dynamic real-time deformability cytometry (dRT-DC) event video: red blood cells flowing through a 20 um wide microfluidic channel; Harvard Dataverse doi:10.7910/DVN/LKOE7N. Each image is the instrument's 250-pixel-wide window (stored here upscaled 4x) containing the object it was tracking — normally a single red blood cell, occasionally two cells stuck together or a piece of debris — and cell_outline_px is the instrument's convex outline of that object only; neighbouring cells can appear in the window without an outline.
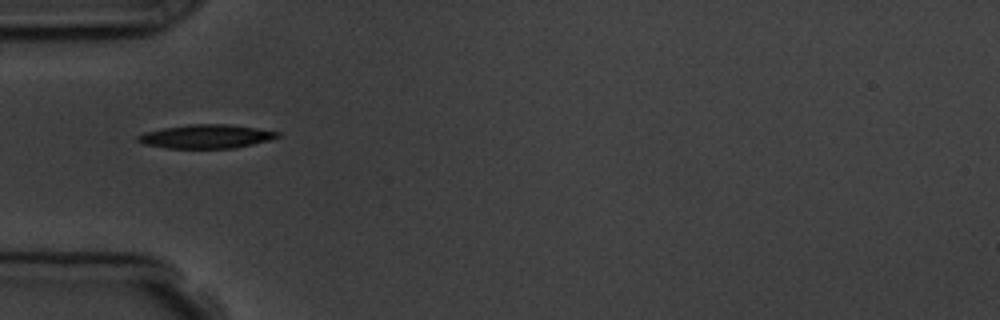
{"species": "common noctule bat (a hibernating species)", "species_latin": "Nyctalus noctula", "temperature_condition": "room temperature", "stored_images_in_passage": 3, "camera_frame_rate_fps": 3000, "um_per_image_px": 0.085, "animal": {"sex": "male", "body_mass_g": 19.5, "forearm_length_mm": 54.6}, "frame": {"image": 1, "passage_image": 1, "time_ms": 0.0, "image_size_px": [1000, 320], "cell_outline_px": [[280, 136], [268, 140], [236, 148], [164, 148], [144, 144], [136, 140], [136, 136], [144, 132], [164, 128], [188, 124], [228, 124], [256, 128], [280, 132]], "centroid_in_image_um": [17.49, 11.6], "position_along_channel_um": 67.5, "area_um2": 19.31}}
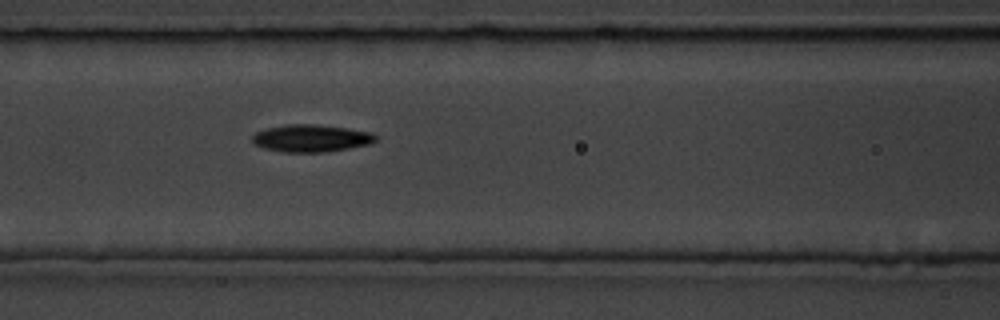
{"frame": {"image": 2, "passage_image": 3, "time_ms": 2.0, "image_size_px": [1000, 320], "cell_outline_px": [[380, 136], [376, 140], [368, 144], [348, 148], [324, 152], [284, 152], [264, 148], [256, 144], [252, 140], [252, 136], [256, 132], [264, 128], [288, 124], [312, 124], [348, 128], [372, 132]], "centroid_in_image_um": [26.46, 11.74], "position_along_channel_um": 140.1, "area_um2": 19.65}}